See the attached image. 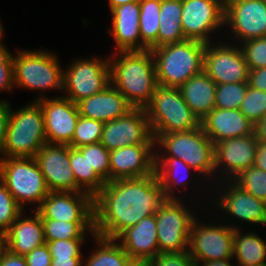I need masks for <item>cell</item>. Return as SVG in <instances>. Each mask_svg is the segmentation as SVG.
Instances as JSON below:
<instances>
[{"label":"cell","mask_w":266,"mask_h":266,"mask_svg":"<svg viewBox=\"0 0 266 266\" xmlns=\"http://www.w3.org/2000/svg\"><path fill=\"white\" fill-rule=\"evenodd\" d=\"M166 200L156 174L107 182L94 197L95 235L116 239Z\"/></svg>","instance_id":"obj_1"},{"label":"cell","mask_w":266,"mask_h":266,"mask_svg":"<svg viewBox=\"0 0 266 266\" xmlns=\"http://www.w3.org/2000/svg\"><path fill=\"white\" fill-rule=\"evenodd\" d=\"M110 57L111 84L125 96L133 108H145L158 86L150 49L119 51Z\"/></svg>","instance_id":"obj_2"},{"label":"cell","mask_w":266,"mask_h":266,"mask_svg":"<svg viewBox=\"0 0 266 266\" xmlns=\"http://www.w3.org/2000/svg\"><path fill=\"white\" fill-rule=\"evenodd\" d=\"M205 49L206 43L188 39L150 49L158 85L179 88L189 78L202 72Z\"/></svg>","instance_id":"obj_3"},{"label":"cell","mask_w":266,"mask_h":266,"mask_svg":"<svg viewBox=\"0 0 266 266\" xmlns=\"http://www.w3.org/2000/svg\"><path fill=\"white\" fill-rule=\"evenodd\" d=\"M153 136L155 145L162 148L161 154H165L161 156L155 152V157L181 159L198 174H202L201 176H207L208 181L211 175L218 177L214 174V143L201 126L185 132L153 134Z\"/></svg>","instance_id":"obj_4"},{"label":"cell","mask_w":266,"mask_h":266,"mask_svg":"<svg viewBox=\"0 0 266 266\" xmlns=\"http://www.w3.org/2000/svg\"><path fill=\"white\" fill-rule=\"evenodd\" d=\"M47 143L42 107L37 101L17 111L10 108L2 157H34Z\"/></svg>","instance_id":"obj_5"},{"label":"cell","mask_w":266,"mask_h":266,"mask_svg":"<svg viewBox=\"0 0 266 266\" xmlns=\"http://www.w3.org/2000/svg\"><path fill=\"white\" fill-rule=\"evenodd\" d=\"M145 111L153 134L185 132L200 126L179 88L158 85Z\"/></svg>","instance_id":"obj_6"},{"label":"cell","mask_w":266,"mask_h":266,"mask_svg":"<svg viewBox=\"0 0 266 266\" xmlns=\"http://www.w3.org/2000/svg\"><path fill=\"white\" fill-rule=\"evenodd\" d=\"M0 180L22 209L36 203L37 210L49 193L34 157L0 158Z\"/></svg>","instance_id":"obj_7"},{"label":"cell","mask_w":266,"mask_h":266,"mask_svg":"<svg viewBox=\"0 0 266 266\" xmlns=\"http://www.w3.org/2000/svg\"><path fill=\"white\" fill-rule=\"evenodd\" d=\"M56 54L49 51L18 50L13 55L14 86L44 92L63 89V70Z\"/></svg>","instance_id":"obj_8"},{"label":"cell","mask_w":266,"mask_h":266,"mask_svg":"<svg viewBox=\"0 0 266 266\" xmlns=\"http://www.w3.org/2000/svg\"><path fill=\"white\" fill-rule=\"evenodd\" d=\"M180 199H166L155 212L159 253L188 252L196 216Z\"/></svg>","instance_id":"obj_9"},{"label":"cell","mask_w":266,"mask_h":266,"mask_svg":"<svg viewBox=\"0 0 266 266\" xmlns=\"http://www.w3.org/2000/svg\"><path fill=\"white\" fill-rule=\"evenodd\" d=\"M110 83L109 59L80 58L63 70L64 97L74 103L102 92Z\"/></svg>","instance_id":"obj_10"},{"label":"cell","mask_w":266,"mask_h":266,"mask_svg":"<svg viewBox=\"0 0 266 266\" xmlns=\"http://www.w3.org/2000/svg\"><path fill=\"white\" fill-rule=\"evenodd\" d=\"M238 226L199 224L195 218L190 230L188 253L198 262L232 259L234 229Z\"/></svg>","instance_id":"obj_11"},{"label":"cell","mask_w":266,"mask_h":266,"mask_svg":"<svg viewBox=\"0 0 266 266\" xmlns=\"http://www.w3.org/2000/svg\"><path fill=\"white\" fill-rule=\"evenodd\" d=\"M181 24L186 39L211 43L210 33L225 26V2L182 0Z\"/></svg>","instance_id":"obj_12"},{"label":"cell","mask_w":266,"mask_h":266,"mask_svg":"<svg viewBox=\"0 0 266 266\" xmlns=\"http://www.w3.org/2000/svg\"><path fill=\"white\" fill-rule=\"evenodd\" d=\"M100 143L109 151L137 144H155L145 108H132L120 118L104 123Z\"/></svg>","instance_id":"obj_13"},{"label":"cell","mask_w":266,"mask_h":266,"mask_svg":"<svg viewBox=\"0 0 266 266\" xmlns=\"http://www.w3.org/2000/svg\"><path fill=\"white\" fill-rule=\"evenodd\" d=\"M206 44L203 70L216 84L248 82L249 66L236 44Z\"/></svg>","instance_id":"obj_14"},{"label":"cell","mask_w":266,"mask_h":266,"mask_svg":"<svg viewBox=\"0 0 266 266\" xmlns=\"http://www.w3.org/2000/svg\"><path fill=\"white\" fill-rule=\"evenodd\" d=\"M49 192H84L70 166V146L46 143L34 156Z\"/></svg>","instance_id":"obj_15"},{"label":"cell","mask_w":266,"mask_h":266,"mask_svg":"<svg viewBox=\"0 0 266 266\" xmlns=\"http://www.w3.org/2000/svg\"><path fill=\"white\" fill-rule=\"evenodd\" d=\"M240 43L266 37V2L264 0H227L225 25ZM230 24V25H229Z\"/></svg>","instance_id":"obj_16"},{"label":"cell","mask_w":266,"mask_h":266,"mask_svg":"<svg viewBox=\"0 0 266 266\" xmlns=\"http://www.w3.org/2000/svg\"><path fill=\"white\" fill-rule=\"evenodd\" d=\"M47 143L69 145L80 116L77 104L64 96L51 99L40 95Z\"/></svg>","instance_id":"obj_17"},{"label":"cell","mask_w":266,"mask_h":266,"mask_svg":"<svg viewBox=\"0 0 266 266\" xmlns=\"http://www.w3.org/2000/svg\"><path fill=\"white\" fill-rule=\"evenodd\" d=\"M36 211L41 219L94 222V197L86 192H49Z\"/></svg>","instance_id":"obj_18"},{"label":"cell","mask_w":266,"mask_h":266,"mask_svg":"<svg viewBox=\"0 0 266 266\" xmlns=\"http://www.w3.org/2000/svg\"><path fill=\"white\" fill-rule=\"evenodd\" d=\"M257 150L255 134L225 139L214 144V167L222 181L232 180L242 170L254 165ZM220 170V171H219ZM219 171V172H218ZM223 174V175H222ZM224 177L221 178V177Z\"/></svg>","instance_id":"obj_19"},{"label":"cell","mask_w":266,"mask_h":266,"mask_svg":"<svg viewBox=\"0 0 266 266\" xmlns=\"http://www.w3.org/2000/svg\"><path fill=\"white\" fill-rule=\"evenodd\" d=\"M155 144H137L110 151V181L155 173Z\"/></svg>","instance_id":"obj_20"},{"label":"cell","mask_w":266,"mask_h":266,"mask_svg":"<svg viewBox=\"0 0 266 266\" xmlns=\"http://www.w3.org/2000/svg\"><path fill=\"white\" fill-rule=\"evenodd\" d=\"M231 181V182H230ZM229 183V184H228ZM226 185V190H222L218 196L215 207L226 211L229 215L234 216L238 221H245L248 223L264 224L266 225V202L257 199L255 196L240 188L232 180L223 182Z\"/></svg>","instance_id":"obj_21"},{"label":"cell","mask_w":266,"mask_h":266,"mask_svg":"<svg viewBox=\"0 0 266 266\" xmlns=\"http://www.w3.org/2000/svg\"><path fill=\"white\" fill-rule=\"evenodd\" d=\"M111 29L107 30L114 39L118 51H142L148 48L140 37V5L139 0L123 4L111 11Z\"/></svg>","instance_id":"obj_22"},{"label":"cell","mask_w":266,"mask_h":266,"mask_svg":"<svg viewBox=\"0 0 266 266\" xmlns=\"http://www.w3.org/2000/svg\"><path fill=\"white\" fill-rule=\"evenodd\" d=\"M200 126L214 144L254 134V124L239 109L215 107L201 119Z\"/></svg>","instance_id":"obj_23"},{"label":"cell","mask_w":266,"mask_h":266,"mask_svg":"<svg viewBox=\"0 0 266 266\" xmlns=\"http://www.w3.org/2000/svg\"><path fill=\"white\" fill-rule=\"evenodd\" d=\"M76 104L81 116L103 123L120 118L133 108L111 83L102 92L84 98Z\"/></svg>","instance_id":"obj_24"},{"label":"cell","mask_w":266,"mask_h":266,"mask_svg":"<svg viewBox=\"0 0 266 266\" xmlns=\"http://www.w3.org/2000/svg\"><path fill=\"white\" fill-rule=\"evenodd\" d=\"M23 214L24 211L2 236L7 250L21 256H25L46 243L43 222L39 213L34 210V215L26 218H23Z\"/></svg>","instance_id":"obj_25"},{"label":"cell","mask_w":266,"mask_h":266,"mask_svg":"<svg viewBox=\"0 0 266 266\" xmlns=\"http://www.w3.org/2000/svg\"><path fill=\"white\" fill-rule=\"evenodd\" d=\"M115 240L119 241L130 258H154L159 253L155 214L124 230Z\"/></svg>","instance_id":"obj_26"},{"label":"cell","mask_w":266,"mask_h":266,"mask_svg":"<svg viewBox=\"0 0 266 266\" xmlns=\"http://www.w3.org/2000/svg\"><path fill=\"white\" fill-rule=\"evenodd\" d=\"M216 85L203 70L179 87L184 101L200 121L215 108Z\"/></svg>","instance_id":"obj_27"},{"label":"cell","mask_w":266,"mask_h":266,"mask_svg":"<svg viewBox=\"0 0 266 266\" xmlns=\"http://www.w3.org/2000/svg\"><path fill=\"white\" fill-rule=\"evenodd\" d=\"M192 171L197 173L181 159L173 157H155V174L159 184L164 190L166 199H180L176 197L177 194H173V191L174 189L176 190L177 185L179 187L187 186V183L185 184L184 182L186 179L190 178V172Z\"/></svg>","instance_id":"obj_28"},{"label":"cell","mask_w":266,"mask_h":266,"mask_svg":"<svg viewBox=\"0 0 266 266\" xmlns=\"http://www.w3.org/2000/svg\"><path fill=\"white\" fill-rule=\"evenodd\" d=\"M157 47L187 40L183 34L182 0H161Z\"/></svg>","instance_id":"obj_29"},{"label":"cell","mask_w":266,"mask_h":266,"mask_svg":"<svg viewBox=\"0 0 266 266\" xmlns=\"http://www.w3.org/2000/svg\"><path fill=\"white\" fill-rule=\"evenodd\" d=\"M240 231L234 229L233 260L239 266L266 265V242L254 232L242 234Z\"/></svg>","instance_id":"obj_30"},{"label":"cell","mask_w":266,"mask_h":266,"mask_svg":"<svg viewBox=\"0 0 266 266\" xmlns=\"http://www.w3.org/2000/svg\"><path fill=\"white\" fill-rule=\"evenodd\" d=\"M93 237L99 248L89 255L84 266H126L130 256L117 240L98 235Z\"/></svg>","instance_id":"obj_31"},{"label":"cell","mask_w":266,"mask_h":266,"mask_svg":"<svg viewBox=\"0 0 266 266\" xmlns=\"http://www.w3.org/2000/svg\"><path fill=\"white\" fill-rule=\"evenodd\" d=\"M70 166L76 180V184L86 193L95 197L106 184L94 171L78 148L70 146Z\"/></svg>","instance_id":"obj_32"},{"label":"cell","mask_w":266,"mask_h":266,"mask_svg":"<svg viewBox=\"0 0 266 266\" xmlns=\"http://www.w3.org/2000/svg\"><path fill=\"white\" fill-rule=\"evenodd\" d=\"M42 222L45 242L84 239L87 232H91L92 237L95 235L94 222H65L53 219H42Z\"/></svg>","instance_id":"obj_33"},{"label":"cell","mask_w":266,"mask_h":266,"mask_svg":"<svg viewBox=\"0 0 266 266\" xmlns=\"http://www.w3.org/2000/svg\"><path fill=\"white\" fill-rule=\"evenodd\" d=\"M140 5V37L148 48H157V34L160 26L159 14L161 0H139Z\"/></svg>","instance_id":"obj_34"},{"label":"cell","mask_w":266,"mask_h":266,"mask_svg":"<svg viewBox=\"0 0 266 266\" xmlns=\"http://www.w3.org/2000/svg\"><path fill=\"white\" fill-rule=\"evenodd\" d=\"M248 87V82L217 84L215 107L221 109H239Z\"/></svg>","instance_id":"obj_35"},{"label":"cell","mask_w":266,"mask_h":266,"mask_svg":"<svg viewBox=\"0 0 266 266\" xmlns=\"http://www.w3.org/2000/svg\"><path fill=\"white\" fill-rule=\"evenodd\" d=\"M103 125L104 123L101 121L80 115L69 146L80 148L82 146L99 143L102 137Z\"/></svg>","instance_id":"obj_36"},{"label":"cell","mask_w":266,"mask_h":266,"mask_svg":"<svg viewBox=\"0 0 266 266\" xmlns=\"http://www.w3.org/2000/svg\"><path fill=\"white\" fill-rule=\"evenodd\" d=\"M232 181L257 199L266 202V171L252 166L242 170Z\"/></svg>","instance_id":"obj_37"},{"label":"cell","mask_w":266,"mask_h":266,"mask_svg":"<svg viewBox=\"0 0 266 266\" xmlns=\"http://www.w3.org/2000/svg\"><path fill=\"white\" fill-rule=\"evenodd\" d=\"M87 160L90 167L105 182L110 181V151L100 142L78 148Z\"/></svg>","instance_id":"obj_38"},{"label":"cell","mask_w":266,"mask_h":266,"mask_svg":"<svg viewBox=\"0 0 266 266\" xmlns=\"http://www.w3.org/2000/svg\"><path fill=\"white\" fill-rule=\"evenodd\" d=\"M23 209L16 202L6 185L0 180V237H2L15 222Z\"/></svg>","instance_id":"obj_39"},{"label":"cell","mask_w":266,"mask_h":266,"mask_svg":"<svg viewBox=\"0 0 266 266\" xmlns=\"http://www.w3.org/2000/svg\"><path fill=\"white\" fill-rule=\"evenodd\" d=\"M239 110L255 125L266 115V91L249 86Z\"/></svg>","instance_id":"obj_40"},{"label":"cell","mask_w":266,"mask_h":266,"mask_svg":"<svg viewBox=\"0 0 266 266\" xmlns=\"http://www.w3.org/2000/svg\"><path fill=\"white\" fill-rule=\"evenodd\" d=\"M241 45L249 70L266 67V37L251 39Z\"/></svg>","instance_id":"obj_41"},{"label":"cell","mask_w":266,"mask_h":266,"mask_svg":"<svg viewBox=\"0 0 266 266\" xmlns=\"http://www.w3.org/2000/svg\"><path fill=\"white\" fill-rule=\"evenodd\" d=\"M84 239L54 240L46 242L52 258L84 257L81 245Z\"/></svg>","instance_id":"obj_42"},{"label":"cell","mask_w":266,"mask_h":266,"mask_svg":"<svg viewBox=\"0 0 266 266\" xmlns=\"http://www.w3.org/2000/svg\"><path fill=\"white\" fill-rule=\"evenodd\" d=\"M150 262L152 266H197L188 252L158 253Z\"/></svg>","instance_id":"obj_43"},{"label":"cell","mask_w":266,"mask_h":266,"mask_svg":"<svg viewBox=\"0 0 266 266\" xmlns=\"http://www.w3.org/2000/svg\"><path fill=\"white\" fill-rule=\"evenodd\" d=\"M24 257L27 266H51L52 257L46 243L38 248H35Z\"/></svg>","instance_id":"obj_44"},{"label":"cell","mask_w":266,"mask_h":266,"mask_svg":"<svg viewBox=\"0 0 266 266\" xmlns=\"http://www.w3.org/2000/svg\"><path fill=\"white\" fill-rule=\"evenodd\" d=\"M14 88L13 55L0 65V91H11Z\"/></svg>","instance_id":"obj_45"},{"label":"cell","mask_w":266,"mask_h":266,"mask_svg":"<svg viewBox=\"0 0 266 266\" xmlns=\"http://www.w3.org/2000/svg\"><path fill=\"white\" fill-rule=\"evenodd\" d=\"M11 104L7 101L0 100V157L5 147L6 130L9 120Z\"/></svg>","instance_id":"obj_46"},{"label":"cell","mask_w":266,"mask_h":266,"mask_svg":"<svg viewBox=\"0 0 266 266\" xmlns=\"http://www.w3.org/2000/svg\"><path fill=\"white\" fill-rule=\"evenodd\" d=\"M248 85L257 90L266 91V67L250 70Z\"/></svg>","instance_id":"obj_47"},{"label":"cell","mask_w":266,"mask_h":266,"mask_svg":"<svg viewBox=\"0 0 266 266\" xmlns=\"http://www.w3.org/2000/svg\"><path fill=\"white\" fill-rule=\"evenodd\" d=\"M1 266H27L24 256L16 255L6 250L3 254Z\"/></svg>","instance_id":"obj_48"},{"label":"cell","mask_w":266,"mask_h":266,"mask_svg":"<svg viewBox=\"0 0 266 266\" xmlns=\"http://www.w3.org/2000/svg\"><path fill=\"white\" fill-rule=\"evenodd\" d=\"M266 171V141L257 140V150L254 165Z\"/></svg>","instance_id":"obj_49"},{"label":"cell","mask_w":266,"mask_h":266,"mask_svg":"<svg viewBox=\"0 0 266 266\" xmlns=\"http://www.w3.org/2000/svg\"><path fill=\"white\" fill-rule=\"evenodd\" d=\"M83 257L52 258L51 266H83Z\"/></svg>","instance_id":"obj_50"},{"label":"cell","mask_w":266,"mask_h":266,"mask_svg":"<svg viewBox=\"0 0 266 266\" xmlns=\"http://www.w3.org/2000/svg\"><path fill=\"white\" fill-rule=\"evenodd\" d=\"M254 134L257 140L266 141V115L254 125Z\"/></svg>","instance_id":"obj_51"},{"label":"cell","mask_w":266,"mask_h":266,"mask_svg":"<svg viewBox=\"0 0 266 266\" xmlns=\"http://www.w3.org/2000/svg\"><path fill=\"white\" fill-rule=\"evenodd\" d=\"M230 260L231 259H223V260L198 262L197 266H233L232 263H229ZM237 266H239L238 263Z\"/></svg>","instance_id":"obj_52"},{"label":"cell","mask_w":266,"mask_h":266,"mask_svg":"<svg viewBox=\"0 0 266 266\" xmlns=\"http://www.w3.org/2000/svg\"><path fill=\"white\" fill-rule=\"evenodd\" d=\"M126 266H152L150 259L130 258Z\"/></svg>","instance_id":"obj_53"},{"label":"cell","mask_w":266,"mask_h":266,"mask_svg":"<svg viewBox=\"0 0 266 266\" xmlns=\"http://www.w3.org/2000/svg\"><path fill=\"white\" fill-rule=\"evenodd\" d=\"M11 56L12 53L6 49L4 44L0 43V65L4 64Z\"/></svg>","instance_id":"obj_54"},{"label":"cell","mask_w":266,"mask_h":266,"mask_svg":"<svg viewBox=\"0 0 266 266\" xmlns=\"http://www.w3.org/2000/svg\"><path fill=\"white\" fill-rule=\"evenodd\" d=\"M109 2V10L111 11L113 8L123 5V4H127L133 1H138V0H108Z\"/></svg>","instance_id":"obj_55"},{"label":"cell","mask_w":266,"mask_h":266,"mask_svg":"<svg viewBox=\"0 0 266 266\" xmlns=\"http://www.w3.org/2000/svg\"><path fill=\"white\" fill-rule=\"evenodd\" d=\"M6 250H7L6 244L3 240V238L0 237V266H1L2 259H3V254Z\"/></svg>","instance_id":"obj_56"},{"label":"cell","mask_w":266,"mask_h":266,"mask_svg":"<svg viewBox=\"0 0 266 266\" xmlns=\"http://www.w3.org/2000/svg\"><path fill=\"white\" fill-rule=\"evenodd\" d=\"M3 29H4V27L0 24V43H2V42H1L2 40H1V39H2V37H3V35H4V34H3V33H4V32H3V31H4Z\"/></svg>","instance_id":"obj_57"}]
</instances>
